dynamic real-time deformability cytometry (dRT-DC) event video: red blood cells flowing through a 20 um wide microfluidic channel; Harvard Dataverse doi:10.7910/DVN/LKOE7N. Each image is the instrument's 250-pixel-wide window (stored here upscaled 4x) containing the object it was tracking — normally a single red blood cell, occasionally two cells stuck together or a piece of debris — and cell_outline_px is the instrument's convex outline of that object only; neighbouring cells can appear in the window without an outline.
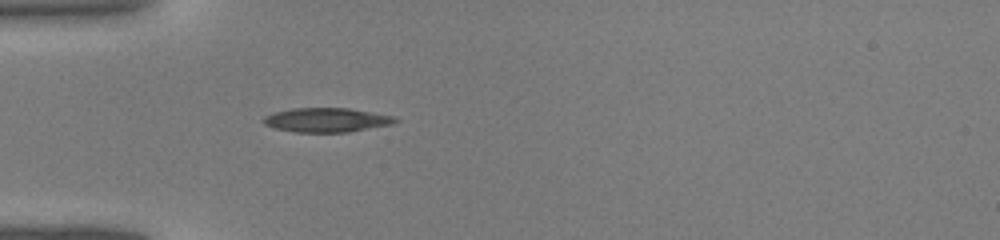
{"species": "common noctule bat (a hibernating species)", "species_latin": "Nyctalus noctula", "temperature_condition": "warm", "stored_images_in_passage": 30, "camera_frame_rate_fps": 3000, "um_per_image_px": 0.085, "animal": {"sex": "male", "body_mass_g": 19.0, "forearm_length_mm": 50.8}, "frame": {"image": 1, "passage_image": 1, "time_ms": 0.0, "image_size_px": [1000, 240], "cell_outline_px": [[400, 120], [392, 124], [348, 132], [296, 132], [276, 128], [264, 124], [264, 116], [272, 112], [292, 108], [348, 108], [392, 116]], "centroid_in_image_um": [27.74, 10.19], "position_along_channel_um": 57.3, "area_um2": 18.44}}
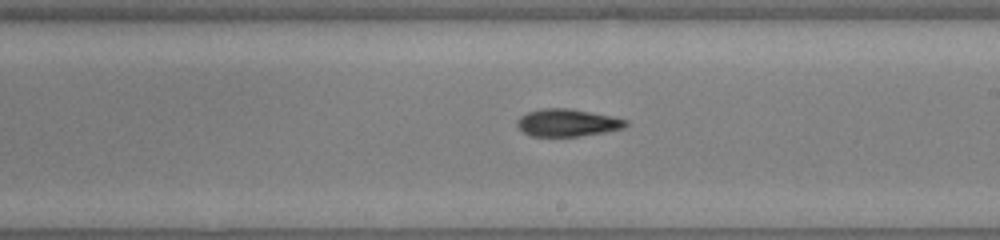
{"frame": {"image": 2, "passage_image": 13, "time_ms": 4.0, "image_size_px": [1000, 240], "cell_outline_px": [[628, 124], [624, 128], [604, 132], [576, 136], [532, 136], [524, 132], [516, 124], [516, 120], [520, 116], [528, 112], [544, 108], [564, 108], [612, 116], [628, 120]], "centroid_in_image_um": [48.22, 10.43], "position_along_channel_um": 240.8, "area_um2": 17.11}}
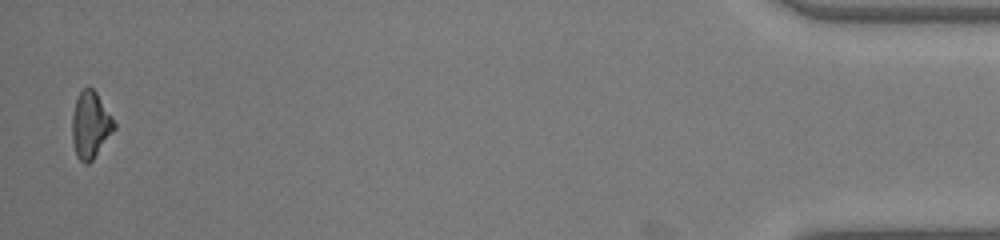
{"frame": {"image": 3, "passage_image": 30, "time_ms": 9.667, "image_size_px": [1000, 240], "cell_outline_px": [[116, 128], [92, 160], [88, 164], [84, 164], [76, 156], [72, 140], [72, 112], [76, 96], [88, 84], [96, 92], [112, 116], [116, 124]], "centroid_in_image_um": [7.68, 10.6], "position_along_channel_um": 427.5, "area_um2": 16.53}}